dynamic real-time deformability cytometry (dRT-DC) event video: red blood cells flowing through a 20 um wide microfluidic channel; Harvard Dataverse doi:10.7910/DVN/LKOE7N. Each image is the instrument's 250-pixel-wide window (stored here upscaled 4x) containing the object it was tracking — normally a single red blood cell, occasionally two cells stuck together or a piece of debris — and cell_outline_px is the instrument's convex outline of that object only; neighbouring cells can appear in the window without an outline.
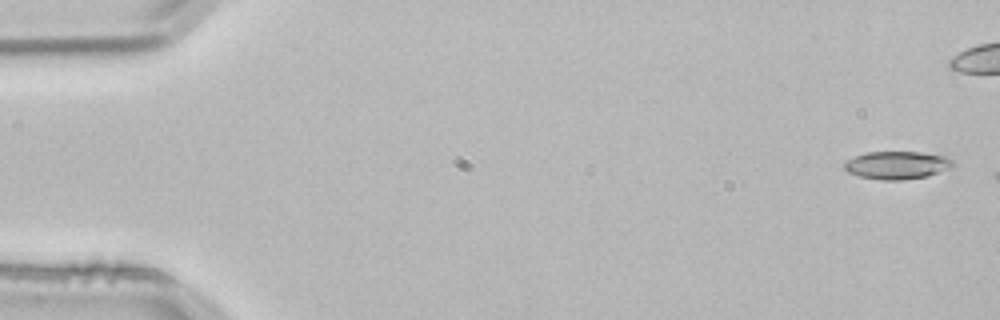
{"species": "common noctule bat (a hibernating species)", "species_latin": "Nyctalus noctula", "temperature_condition": "room temperature", "stored_images_in_passage": 5, "camera_frame_rate_fps": 3000, "um_per_image_px": 0.085, "animal": {"sex": "male", "body_mass_g": 21.5, "forearm_length_mm": 52.0}, "frame": {"image": 1, "passage_image": 1, "time_ms": 0.0, "image_size_px": [1000, 320], "cell_outline_px": [[956, 164], [952, 168], [928, 176], [904, 180], [880, 180], [860, 176], [848, 172], [844, 168], [844, 160], [868, 152], [920, 152], [948, 156]], "centroid_in_image_um": [76.29, 14.04], "position_along_channel_um": 8.7, "area_um2": 17.86}}